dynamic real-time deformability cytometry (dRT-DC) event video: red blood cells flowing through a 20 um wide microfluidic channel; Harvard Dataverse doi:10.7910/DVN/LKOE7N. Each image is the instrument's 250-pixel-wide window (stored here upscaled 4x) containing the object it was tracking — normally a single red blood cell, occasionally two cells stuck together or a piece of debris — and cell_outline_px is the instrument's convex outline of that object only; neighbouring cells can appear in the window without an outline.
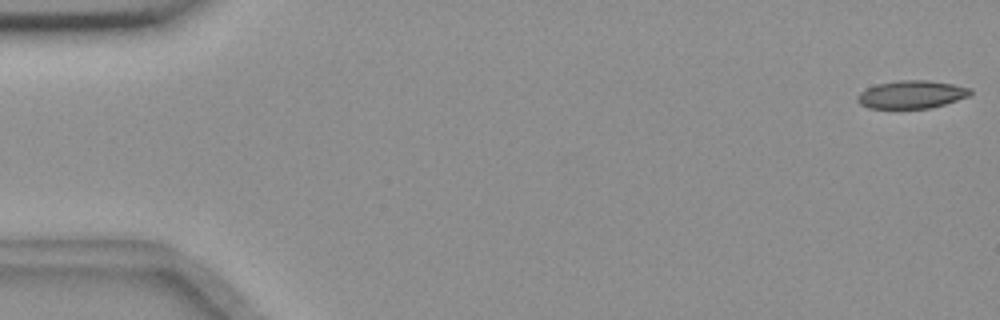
{"species": "common noctule bat (a hibernating species)", "species_latin": "Nyctalus noctula", "temperature_condition": "room temperature", "stored_images_in_passage": 56, "camera_frame_rate_fps": 3000, "um_per_image_px": 0.085, "animal": {"sex": "female", "body_mass_g": 18.4}, "frame": {"image": 1, "passage_image": 1, "time_ms": 0.0, "image_size_px": [1000, 320], "cell_outline_px": [[972, 92], [968, 96], [932, 108], [868, 108], [860, 104], [856, 100], [856, 96], [860, 92], [876, 84], [896, 80], [928, 80], [952, 84], [972, 88]], "centroid_in_image_um": [77.46, 8.02], "position_along_channel_um": 7.5, "area_um2": 18.38}}
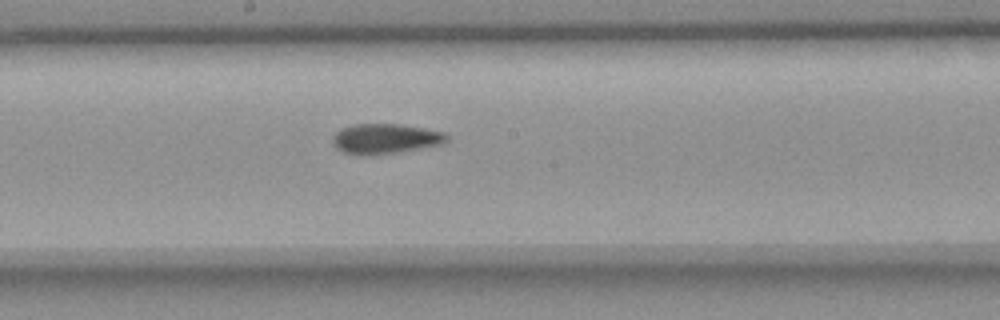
{"frame": {"image": 2, "passage_image": 30, "time_ms": 9.667, "image_size_px": [1000, 320], "cell_outline_px": [[448, 140], [440, 144], [392, 152], [360, 156], [344, 152], [336, 148], [332, 144], [332, 136], [340, 128], [352, 124], [400, 124], [424, 128], [444, 132], [448, 136]], "centroid_in_image_um": [32.67, 11.77], "position_along_channel_um": 215.5, "area_um2": 19.77}}
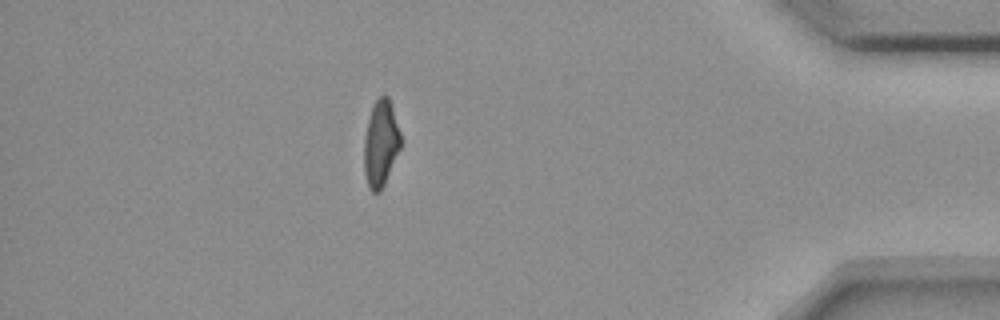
{"frame": {"image": 3, "passage_image": 49, "time_ms": 16.0, "image_size_px": [1000, 320], "cell_outline_px": [[400, 148], [384, 184], [380, 192], [372, 192], [368, 188], [364, 172], [364, 140], [368, 120], [372, 104], [380, 96], [388, 96], [400, 132]], "centroid_in_image_um": [32.34, 12.21], "position_along_channel_um": 402.9, "area_um2": 18.21}, "authors_computed_cell_mechanics": {"area_um2": 19.3341, "velocity_mm_per_s": 3.6471, "shape_relaxation_time_tau1_ms": null, "shape_relaxation_time_tau2_ms": 5.6797, "deformation_change_tau1": null, "deformation_change_tau2": 0.1083}}